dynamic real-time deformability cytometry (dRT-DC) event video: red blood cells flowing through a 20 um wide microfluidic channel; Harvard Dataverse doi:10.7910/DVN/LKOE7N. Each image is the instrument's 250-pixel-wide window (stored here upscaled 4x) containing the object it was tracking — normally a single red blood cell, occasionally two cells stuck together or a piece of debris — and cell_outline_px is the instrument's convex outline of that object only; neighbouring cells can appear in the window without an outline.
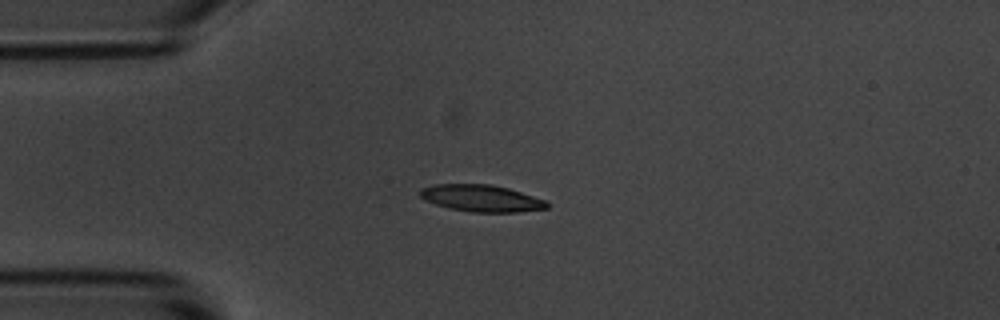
{"species": "common noctule bat (a hibernating species)", "species_latin": "Nyctalus noctula", "temperature_condition": "room temperature", "stored_images_in_passage": 11, "camera_frame_rate_fps": 3000, "um_per_image_px": 0.085, "animal": {"sex": "male", "body_mass_g": 20.1, "forearm_length_mm": 53.5}, "frame": {"image": 1, "passage_image": 4, "time_ms": 4.333, "image_size_px": [1000, 320], "cell_outline_px": [[548, 208], [516, 212], [472, 212], [448, 208], [424, 200], [420, 196], [420, 188], [432, 184], [488, 184], [508, 188], [544, 200], [548, 204]], "centroid_in_image_um": [40.86, 16.85], "position_along_channel_um": 44.1, "area_um2": 19.71}}
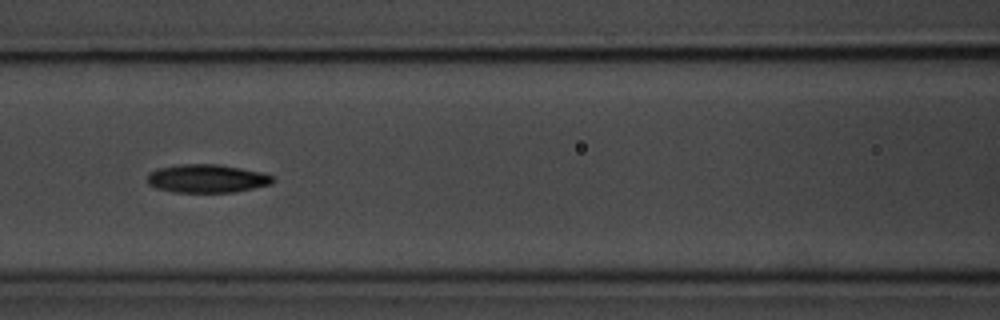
{"frame": {"image": 2, "passage_image": 7, "time_ms": 7.667, "image_size_px": [1000, 320], "cell_outline_px": [[276, 180], [272, 184], [236, 192], [172, 192], [156, 188], [148, 184], [148, 172], [160, 168], [180, 164], [216, 164], [240, 168], [260, 172], [272, 176]], "centroid_in_image_um": [17.59, 15.18], "position_along_channel_um": 149.0, "area_um2": 20.69}}
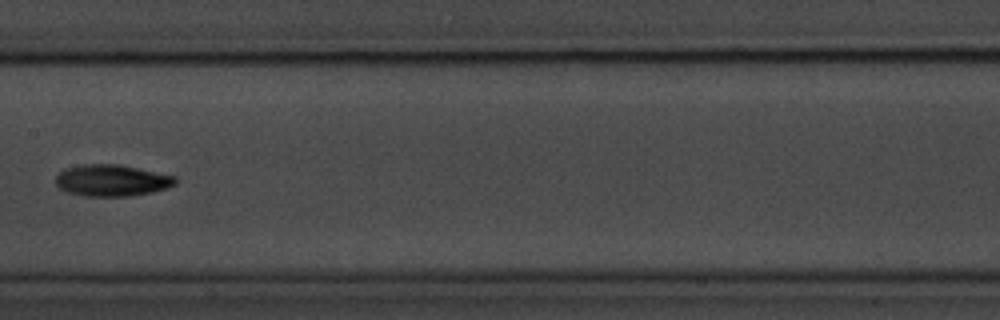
{"frame": {"image": 3, "passage_image": 8, "time_ms": 9.0, "image_size_px": [1000, 320], "cell_outline_px": [[176, 184], [168, 188], [152, 192], [128, 196], [84, 196], [68, 192], [60, 188], [56, 184], [56, 176], [64, 168], [84, 164], [120, 164], [176, 176]], "centroid_in_image_um": [9.52, 15.33], "position_along_channel_um": 197.9, "area_um2": 22.08}}